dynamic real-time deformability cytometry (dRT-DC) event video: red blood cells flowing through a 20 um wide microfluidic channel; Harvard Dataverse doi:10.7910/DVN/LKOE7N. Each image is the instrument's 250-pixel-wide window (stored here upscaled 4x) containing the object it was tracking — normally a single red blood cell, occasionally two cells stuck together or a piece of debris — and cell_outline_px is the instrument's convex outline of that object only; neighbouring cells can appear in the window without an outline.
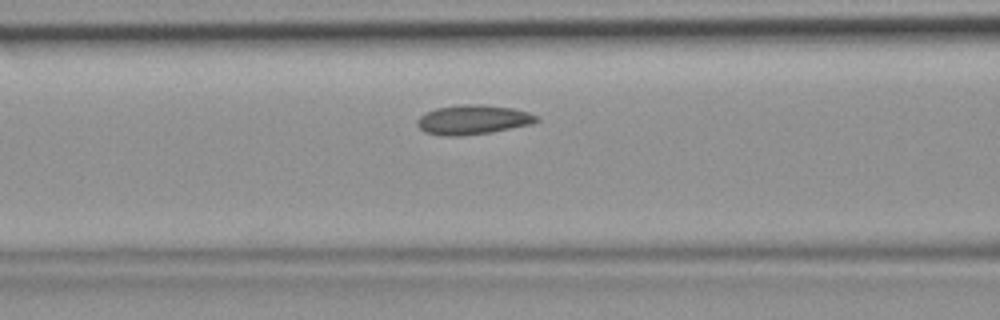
{"species": "common noctule bat (a hibernating species)", "species_latin": "Nyctalus noctula", "temperature_condition": "room temperature", "stored_images_in_passage": 40, "camera_frame_rate_fps": 3000, "um_per_image_px": 0.085, "animal": {"sex": "female", "body_mass_g": 19.9}, "frame": {"image": 1, "passage_image": 12, "time_ms": 3.667, "image_size_px": [1000, 320], "cell_outline_px": [[540, 120], [532, 124], [488, 132], [460, 136], [448, 136], [424, 132], [416, 124], [416, 120], [424, 112], [436, 108], [464, 104], [484, 104], [512, 108], [528, 112], [540, 116]], "centroid_in_image_um": [40.2, 10.16], "position_along_channel_um": 126.4, "area_um2": 20.52}}
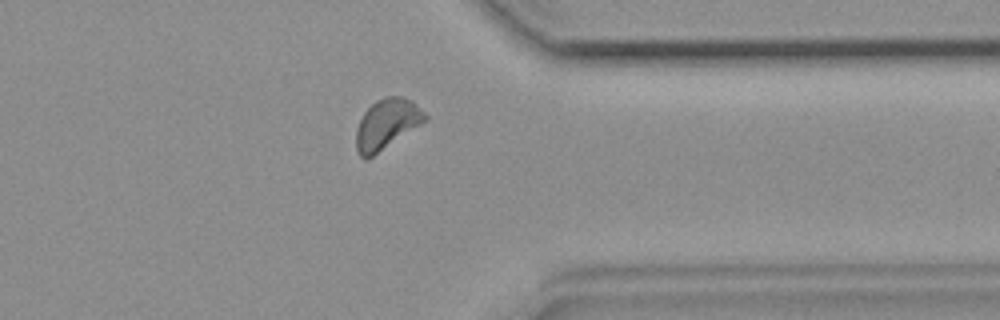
{"frame": {"image": 2, "passage_image": 30, "time_ms": 9.667, "image_size_px": [1000, 320], "cell_outline_px": [[428, 120], [372, 156], [360, 156], [356, 148], [356, 128], [364, 112], [376, 100], [384, 96], [400, 96], [412, 100], [428, 116]], "centroid_in_image_um": [32.89, 10.5], "position_along_channel_um": 378.5, "area_um2": 19.88}}
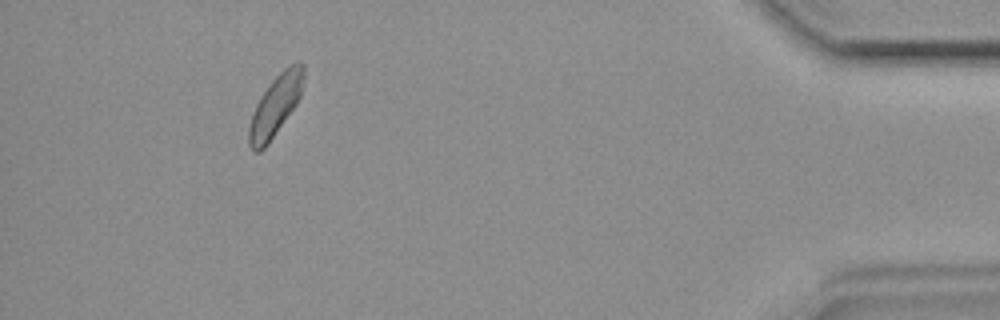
{"frame": {"image": 3, "passage_image": 36, "time_ms": 11.667, "image_size_px": [1000, 320], "cell_outline_px": [[304, 76], [300, 96], [296, 104], [268, 144], [260, 152], [252, 152], [248, 144], [248, 128], [252, 112], [260, 96], [268, 84], [288, 64], [296, 60], [300, 60], [304, 64]], "centroid_in_image_um": [23.4, 8.96], "position_along_channel_um": 411.8, "area_um2": 19.59}}